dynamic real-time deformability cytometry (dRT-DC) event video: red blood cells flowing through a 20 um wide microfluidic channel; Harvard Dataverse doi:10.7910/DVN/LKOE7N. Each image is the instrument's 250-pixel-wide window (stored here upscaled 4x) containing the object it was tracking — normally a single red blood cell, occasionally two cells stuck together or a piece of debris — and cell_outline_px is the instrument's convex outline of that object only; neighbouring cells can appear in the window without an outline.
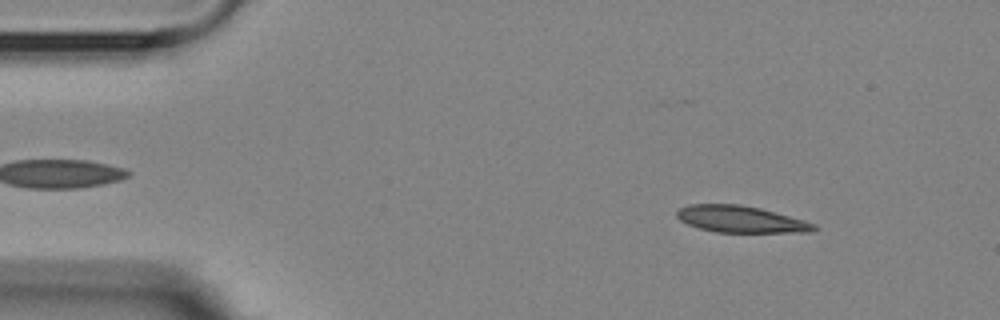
{"species": "Egyptian fruit bat (a non-hibernating species)", "species_latin": "Rousettus aegyptiacus", "temperature_condition": "room temperature", "stored_images_in_passage": 4, "camera_frame_rate_fps": 3000, "um_per_image_px": 0.085, "animal": {"sex": "female"}, "frame": {"image": 1, "passage_image": 1, "time_ms": 0.0, "image_size_px": [1000, 320], "cell_outline_px": [[816, 228], [812, 232], [716, 232], [700, 228], [688, 224], [680, 220], [676, 216], [676, 212], [680, 208], [688, 204], [740, 204], [760, 208], [804, 220], [816, 224]], "centroid_in_image_um": [62.95, 18.63], "position_along_channel_um": 22.1, "area_um2": 21.21}}